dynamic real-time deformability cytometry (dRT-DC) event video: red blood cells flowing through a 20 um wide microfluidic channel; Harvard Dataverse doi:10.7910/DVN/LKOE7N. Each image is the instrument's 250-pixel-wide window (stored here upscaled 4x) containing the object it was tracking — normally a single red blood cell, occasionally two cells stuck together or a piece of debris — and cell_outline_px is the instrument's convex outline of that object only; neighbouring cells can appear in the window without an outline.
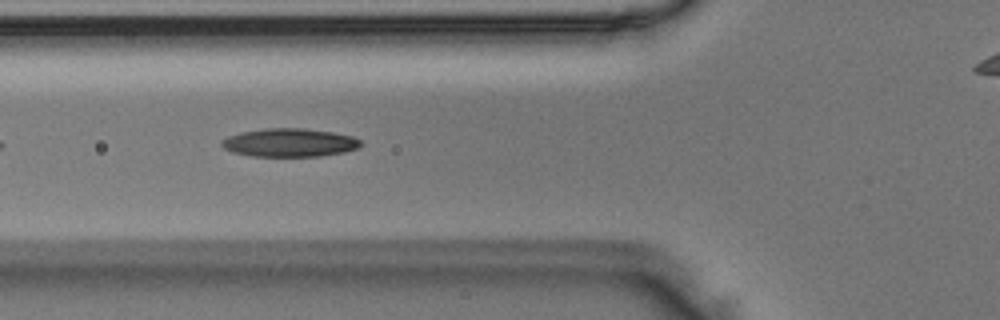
{"species": "Egyptian fruit bat (a non-hibernating species)", "species_latin": "Rousettus aegyptiacus", "temperature_condition": "room temperature", "stored_images_in_passage": 39, "camera_frame_rate_fps": 3000, "um_per_image_px": 0.085, "animal": {"sex": "male"}, "frame": {"image": 1, "passage_image": 6, "time_ms": 1.667, "image_size_px": [1000, 320], "cell_outline_px": [[360, 148], [344, 152], [320, 156], [252, 156], [232, 152], [224, 148], [220, 144], [220, 140], [228, 136], [240, 132], [264, 128], [304, 128], [332, 132], [352, 136], [360, 140]], "centroid_in_image_um": [24.58, 12.12], "position_along_channel_um": 101.2, "area_um2": 23.06}}
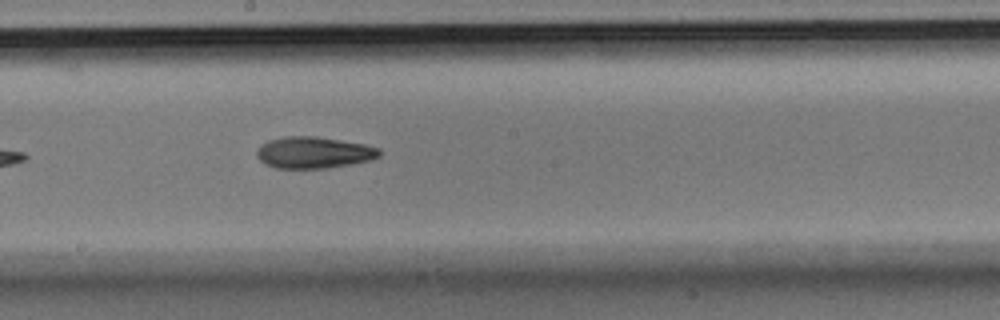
{"frame": {"image": 2, "passage_image": 15, "time_ms": 4.667, "image_size_px": [1000, 320], "cell_outline_px": [[380, 156], [372, 160], [352, 164], [324, 168], [276, 168], [264, 164], [256, 156], [256, 148], [260, 144], [268, 140], [284, 136], [316, 136], [364, 144], [380, 148]], "centroid_in_image_um": [26.64, 12.96], "position_along_channel_um": 221.6, "area_um2": 22.77}}
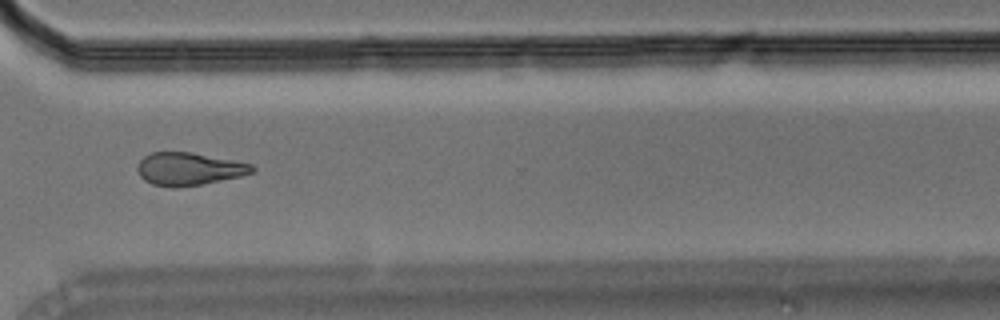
{"frame": {"image": 3, "passage_image": 25, "time_ms": 8.0, "image_size_px": [1000, 320], "cell_outline_px": [[256, 172], [240, 176], [200, 184], [176, 188], [172, 188], [152, 184], [144, 180], [140, 176], [136, 168], [136, 164], [144, 156], [152, 152], [192, 152], [252, 164], [256, 168]], "centroid_in_image_um": [16.03, 14.36], "position_along_channel_um": 354.6, "area_um2": 21.96}}